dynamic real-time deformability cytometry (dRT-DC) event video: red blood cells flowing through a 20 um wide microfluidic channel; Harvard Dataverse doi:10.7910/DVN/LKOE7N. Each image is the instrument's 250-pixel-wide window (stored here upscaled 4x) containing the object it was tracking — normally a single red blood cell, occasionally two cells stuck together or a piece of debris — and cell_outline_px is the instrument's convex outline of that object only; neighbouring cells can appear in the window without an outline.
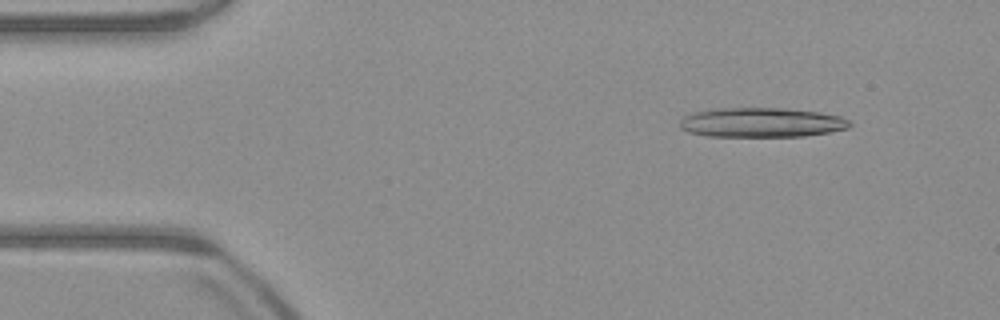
{"species": "common noctule bat (a hibernating species)", "species_latin": "Nyctalus noctula", "temperature_condition": "warm", "stored_images_in_passage": 16, "camera_frame_rate_fps": 3000, "um_per_image_px": 0.085, "animal": {"sex": "male", "body_mass_g": 23.1, "forearm_length_mm": 52.7}, "frame": {"image": 1, "passage_image": 5, "time_ms": 1.333, "image_size_px": [1000, 320], "cell_outline_px": [[852, 124], [848, 128], [828, 132], [804, 136], [708, 136], [688, 132], [680, 128], [680, 120], [684, 116], [692, 112], [712, 108], [784, 108], [820, 112], [840, 116], [848, 120]], "centroid_in_image_um": [64.69, 10.4], "position_along_channel_um": 20.3, "area_um2": 29.36}}